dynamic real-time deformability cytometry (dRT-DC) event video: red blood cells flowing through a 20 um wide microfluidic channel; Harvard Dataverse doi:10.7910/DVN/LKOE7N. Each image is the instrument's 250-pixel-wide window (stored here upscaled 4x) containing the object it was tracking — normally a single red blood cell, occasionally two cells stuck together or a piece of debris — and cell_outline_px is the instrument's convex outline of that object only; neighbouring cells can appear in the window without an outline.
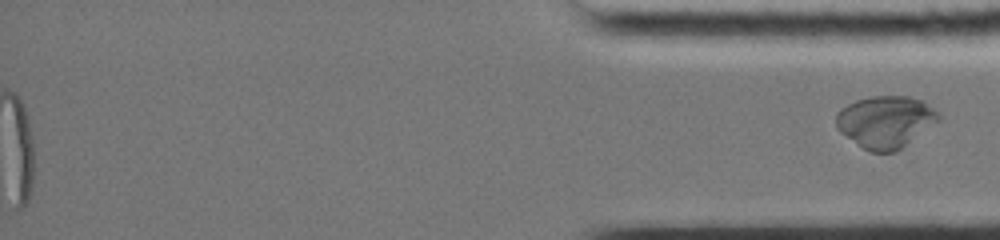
{"species": "common noctule bat (a hibernating species)", "species_latin": "Nyctalus noctula", "temperature_condition": "cold", "stored_images_in_passage": 51, "segment_of_instrument_passage": [2, 2], "camera_frame_rate_fps": 3000, "um_per_image_px": 0.085, "animal": {"sex": "female", "body_mass_g": 19.0, "forearm_length_mm": 51.5}, "frame": {"image": 1, "passage_image": 51, "time_ms": 16.333, "image_size_px": [1000, 240], "cell_outline_px": [[940, 116], [936, 120], [896, 152], [872, 152], [864, 148], [840, 132], [836, 128], [836, 116], [840, 108], [856, 100], [868, 96], [908, 96], [920, 100], [932, 108]], "centroid_in_image_um": [75.19, 10.33], "position_along_channel_um": 360.0, "area_um2": 30.29}}